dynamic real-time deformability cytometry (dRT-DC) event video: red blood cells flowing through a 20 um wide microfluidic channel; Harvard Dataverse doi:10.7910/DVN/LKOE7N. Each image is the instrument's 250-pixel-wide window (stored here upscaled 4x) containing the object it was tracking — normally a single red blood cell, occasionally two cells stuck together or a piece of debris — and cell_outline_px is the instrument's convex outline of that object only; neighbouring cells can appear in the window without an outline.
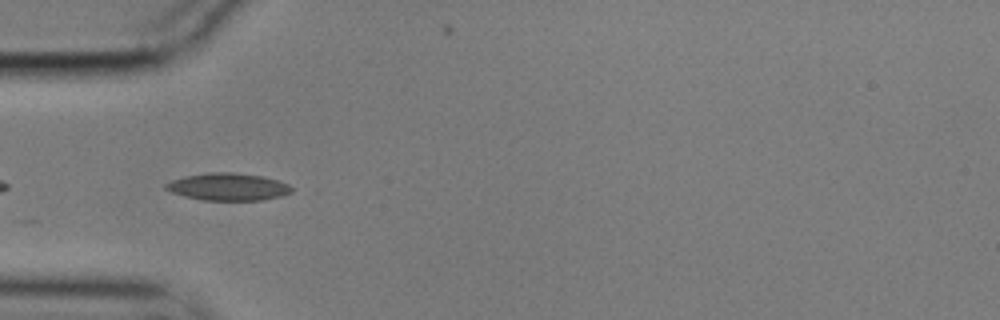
{"species": "common noctule bat (a hibernating species)", "species_latin": "Nyctalus noctula", "temperature_condition": "cold", "stored_images_in_passage": 8, "camera_frame_rate_fps": 3000, "um_per_image_px": 0.085, "animal": {"sex": "male", "body_mass_g": 17.9}, "frame": {"image": 1, "passage_image": 2, "time_ms": 0.333, "image_size_px": [1000, 320], "cell_outline_px": [[292, 192], [280, 196], [260, 200], [204, 200], [184, 196], [172, 192], [164, 188], [164, 184], [172, 180], [188, 176], [208, 172], [232, 172], [264, 176], [288, 184], [292, 188]], "centroid_in_image_um": [19.38, 15.87], "position_along_channel_um": 65.6, "area_um2": 19.88}}
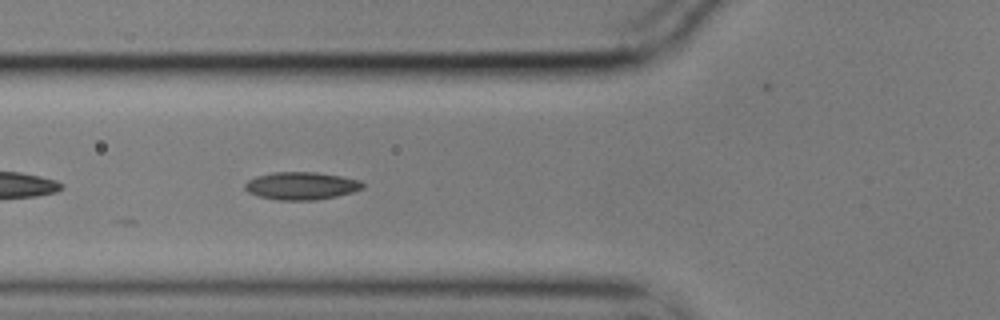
{"frame": {"image": 2, "passage_image": 5, "time_ms": 1.333, "image_size_px": [1000, 320], "cell_outline_px": [[364, 188], [352, 192], [336, 196], [312, 200], [276, 200], [260, 196], [248, 192], [244, 188], [244, 184], [248, 180], [256, 176], [272, 172], [316, 172], [340, 176], [360, 180], [364, 184]], "centroid_in_image_um": [25.6, 15.79], "position_along_channel_um": 100.2, "area_um2": 18.96}}